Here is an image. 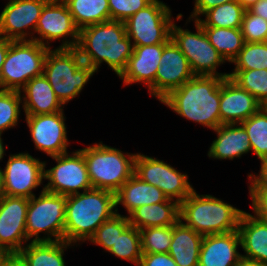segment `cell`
<instances>
[{
    "label": "cell",
    "mask_w": 267,
    "mask_h": 266,
    "mask_svg": "<svg viewBox=\"0 0 267 266\" xmlns=\"http://www.w3.org/2000/svg\"><path fill=\"white\" fill-rule=\"evenodd\" d=\"M76 49L85 64L96 72L105 62L119 77L133 54V43L122 21L108 20L79 30Z\"/></svg>",
    "instance_id": "cell-1"
},
{
    "label": "cell",
    "mask_w": 267,
    "mask_h": 266,
    "mask_svg": "<svg viewBox=\"0 0 267 266\" xmlns=\"http://www.w3.org/2000/svg\"><path fill=\"white\" fill-rule=\"evenodd\" d=\"M224 78L195 75L161 103L179 116L214 130L220 126V86Z\"/></svg>",
    "instance_id": "cell-2"
},
{
    "label": "cell",
    "mask_w": 267,
    "mask_h": 266,
    "mask_svg": "<svg viewBox=\"0 0 267 266\" xmlns=\"http://www.w3.org/2000/svg\"><path fill=\"white\" fill-rule=\"evenodd\" d=\"M116 214L115 193L92 188L67 196L64 241L85 242Z\"/></svg>",
    "instance_id": "cell-3"
},
{
    "label": "cell",
    "mask_w": 267,
    "mask_h": 266,
    "mask_svg": "<svg viewBox=\"0 0 267 266\" xmlns=\"http://www.w3.org/2000/svg\"><path fill=\"white\" fill-rule=\"evenodd\" d=\"M244 212L212 195H199L195 190L180 203V220L203 236L238 230Z\"/></svg>",
    "instance_id": "cell-4"
},
{
    "label": "cell",
    "mask_w": 267,
    "mask_h": 266,
    "mask_svg": "<svg viewBox=\"0 0 267 266\" xmlns=\"http://www.w3.org/2000/svg\"><path fill=\"white\" fill-rule=\"evenodd\" d=\"M95 72L83 62L76 48H50L43 66V75L64 106L80 94Z\"/></svg>",
    "instance_id": "cell-5"
},
{
    "label": "cell",
    "mask_w": 267,
    "mask_h": 266,
    "mask_svg": "<svg viewBox=\"0 0 267 266\" xmlns=\"http://www.w3.org/2000/svg\"><path fill=\"white\" fill-rule=\"evenodd\" d=\"M84 155L92 187L116 193L134 174L136 154L123 153L102 142L79 149Z\"/></svg>",
    "instance_id": "cell-6"
},
{
    "label": "cell",
    "mask_w": 267,
    "mask_h": 266,
    "mask_svg": "<svg viewBox=\"0 0 267 266\" xmlns=\"http://www.w3.org/2000/svg\"><path fill=\"white\" fill-rule=\"evenodd\" d=\"M49 49L33 40L12 41L0 73V90L20 91L32 78L42 75Z\"/></svg>",
    "instance_id": "cell-7"
},
{
    "label": "cell",
    "mask_w": 267,
    "mask_h": 266,
    "mask_svg": "<svg viewBox=\"0 0 267 266\" xmlns=\"http://www.w3.org/2000/svg\"><path fill=\"white\" fill-rule=\"evenodd\" d=\"M67 196L42 189L39 197L29 199L26 217V237L39 241H64ZM40 233H45L42 238ZM53 237V238H51Z\"/></svg>",
    "instance_id": "cell-8"
},
{
    "label": "cell",
    "mask_w": 267,
    "mask_h": 266,
    "mask_svg": "<svg viewBox=\"0 0 267 266\" xmlns=\"http://www.w3.org/2000/svg\"><path fill=\"white\" fill-rule=\"evenodd\" d=\"M197 32L182 29L172 23L171 39L189 61L194 75L218 76L228 78L229 73L217 72V67L225 63L223 56L210 43L201 24L194 20Z\"/></svg>",
    "instance_id": "cell-9"
},
{
    "label": "cell",
    "mask_w": 267,
    "mask_h": 266,
    "mask_svg": "<svg viewBox=\"0 0 267 266\" xmlns=\"http://www.w3.org/2000/svg\"><path fill=\"white\" fill-rule=\"evenodd\" d=\"M171 15L169 6L153 0L124 22L126 35L133 40V46L164 44L171 38Z\"/></svg>",
    "instance_id": "cell-10"
},
{
    "label": "cell",
    "mask_w": 267,
    "mask_h": 266,
    "mask_svg": "<svg viewBox=\"0 0 267 266\" xmlns=\"http://www.w3.org/2000/svg\"><path fill=\"white\" fill-rule=\"evenodd\" d=\"M134 174L141 180L157 186L164 195L179 204L194 190L188 175L179 172L163 160L136 153Z\"/></svg>",
    "instance_id": "cell-11"
},
{
    "label": "cell",
    "mask_w": 267,
    "mask_h": 266,
    "mask_svg": "<svg viewBox=\"0 0 267 266\" xmlns=\"http://www.w3.org/2000/svg\"><path fill=\"white\" fill-rule=\"evenodd\" d=\"M57 164L44 169V179L48 183L43 187L45 191L69 196L80 193L79 190L88 191L92 184L87 171L84 155L76 150L69 155V152L57 156H51Z\"/></svg>",
    "instance_id": "cell-12"
},
{
    "label": "cell",
    "mask_w": 267,
    "mask_h": 266,
    "mask_svg": "<svg viewBox=\"0 0 267 266\" xmlns=\"http://www.w3.org/2000/svg\"><path fill=\"white\" fill-rule=\"evenodd\" d=\"M35 33L39 36L33 37V41L49 48L53 40L63 38L62 44L57 48H76L79 41V29L75 26L72 15L63 0L46 2L38 19Z\"/></svg>",
    "instance_id": "cell-13"
},
{
    "label": "cell",
    "mask_w": 267,
    "mask_h": 266,
    "mask_svg": "<svg viewBox=\"0 0 267 266\" xmlns=\"http://www.w3.org/2000/svg\"><path fill=\"white\" fill-rule=\"evenodd\" d=\"M3 170V195L30 199L42 184L46 162L34 158L28 152L10 154Z\"/></svg>",
    "instance_id": "cell-14"
},
{
    "label": "cell",
    "mask_w": 267,
    "mask_h": 266,
    "mask_svg": "<svg viewBox=\"0 0 267 266\" xmlns=\"http://www.w3.org/2000/svg\"><path fill=\"white\" fill-rule=\"evenodd\" d=\"M28 204L29 199L25 197L6 195L0 197V250L9 255H16L28 242L26 237Z\"/></svg>",
    "instance_id": "cell-15"
},
{
    "label": "cell",
    "mask_w": 267,
    "mask_h": 266,
    "mask_svg": "<svg viewBox=\"0 0 267 266\" xmlns=\"http://www.w3.org/2000/svg\"><path fill=\"white\" fill-rule=\"evenodd\" d=\"M47 1L9 0L0 14V36L13 41L33 40L38 19Z\"/></svg>",
    "instance_id": "cell-16"
},
{
    "label": "cell",
    "mask_w": 267,
    "mask_h": 266,
    "mask_svg": "<svg viewBox=\"0 0 267 266\" xmlns=\"http://www.w3.org/2000/svg\"><path fill=\"white\" fill-rule=\"evenodd\" d=\"M64 111L42 115H26L35 148L47 155L57 156L67 153L69 145Z\"/></svg>",
    "instance_id": "cell-17"
},
{
    "label": "cell",
    "mask_w": 267,
    "mask_h": 266,
    "mask_svg": "<svg viewBox=\"0 0 267 266\" xmlns=\"http://www.w3.org/2000/svg\"><path fill=\"white\" fill-rule=\"evenodd\" d=\"M186 56L170 38L164 43L155 77V98L160 102L173 90L194 77Z\"/></svg>",
    "instance_id": "cell-18"
},
{
    "label": "cell",
    "mask_w": 267,
    "mask_h": 266,
    "mask_svg": "<svg viewBox=\"0 0 267 266\" xmlns=\"http://www.w3.org/2000/svg\"><path fill=\"white\" fill-rule=\"evenodd\" d=\"M164 44L134 46L127 66L119 76L124 85L143 83L149 95L155 97V77L160 66Z\"/></svg>",
    "instance_id": "cell-19"
},
{
    "label": "cell",
    "mask_w": 267,
    "mask_h": 266,
    "mask_svg": "<svg viewBox=\"0 0 267 266\" xmlns=\"http://www.w3.org/2000/svg\"><path fill=\"white\" fill-rule=\"evenodd\" d=\"M263 105L248 91L240 88L229 77L220 86V125L241 123Z\"/></svg>",
    "instance_id": "cell-20"
},
{
    "label": "cell",
    "mask_w": 267,
    "mask_h": 266,
    "mask_svg": "<svg viewBox=\"0 0 267 266\" xmlns=\"http://www.w3.org/2000/svg\"><path fill=\"white\" fill-rule=\"evenodd\" d=\"M238 230L222 234L204 235L199 253L198 266H237L242 254Z\"/></svg>",
    "instance_id": "cell-21"
},
{
    "label": "cell",
    "mask_w": 267,
    "mask_h": 266,
    "mask_svg": "<svg viewBox=\"0 0 267 266\" xmlns=\"http://www.w3.org/2000/svg\"><path fill=\"white\" fill-rule=\"evenodd\" d=\"M19 92L23 93L21 99L25 115H42L63 111V104L43 74L32 78Z\"/></svg>",
    "instance_id": "cell-22"
},
{
    "label": "cell",
    "mask_w": 267,
    "mask_h": 266,
    "mask_svg": "<svg viewBox=\"0 0 267 266\" xmlns=\"http://www.w3.org/2000/svg\"><path fill=\"white\" fill-rule=\"evenodd\" d=\"M213 131L216 132L217 138L209 148V158L233 160L252 151L249 136L240 123L221 124Z\"/></svg>",
    "instance_id": "cell-23"
},
{
    "label": "cell",
    "mask_w": 267,
    "mask_h": 266,
    "mask_svg": "<svg viewBox=\"0 0 267 266\" xmlns=\"http://www.w3.org/2000/svg\"><path fill=\"white\" fill-rule=\"evenodd\" d=\"M242 257L267 264V222L244 212L238 226Z\"/></svg>",
    "instance_id": "cell-24"
},
{
    "label": "cell",
    "mask_w": 267,
    "mask_h": 266,
    "mask_svg": "<svg viewBox=\"0 0 267 266\" xmlns=\"http://www.w3.org/2000/svg\"><path fill=\"white\" fill-rule=\"evenodd\" d=\"M168 198L157 187L133 174L115 193L116 214L118 205L126 208L128 215L137 207L165 202Z\"/></svg>",
    "instance_id": "cell-25"
},
{
    "label": "cell",
    "mask_w": 267,
    "mask_h": 266,
    "mask_svg": "<svg viewBox=\"0 0 267 266\" xmlns=\"http://www.w3.org/2000/svg\"><path fill=\"white\" fill-rule=\"evenodd\" d=\"M127 217L130 225L139 230L149 227L170 226L180 220V204L167 199L165 202L137 207Z\"/></svg>",
    "instance_id": "cell-26"
},
{
    "label": "cell",
    "mask_w": 267,
    "mask_h": 266,
    "mask_svg": "<svg viewBox=\"0 0 267 266\" xmlns=\"http://www.w3.org/2000/svg\"><path fill=\"white\" fill-rule=\"evenodd\" d=\"M203 235L187 227L182 220L173 225L169 254L178 266H198Z\"/></svg>",
    "instance_id": "cell-27"
},
{
    "label": "cell",
    "mask_w": 267,
    "mask_h": 266,
    "mask_svg": "<svg viewBox=\"0 0 267 266\" xmlns=\"http://www.w3.org/2000/svg\"><path fill=\"white\" fill-rule=\"evenodd\" d=\"M16 255L25 266H66L64 249L74 246L66 241H31Z\"/></svg>",
    "instance_id": "cell-28"
},
{
    "label": "cell",
    "mask_w": 267,
    "mask_h": 266,
    "mask_svg": "<svg viewBox=\"0 0 267 266\" xmlns=\"http://www.w3.org/2000/svg\"><path fill=\"white\" fill-rule=\"evenodd\" d=\"M72 15L75 26L83 27L110 20L108 0H63Z\"/></svg>",
    "instance_id": "cell-29"
},
{
    "label": "cell",
    "mask_w": 267,
    "mask_h": 266,
    "mask_svg": "<svg viewBox=\"0 0 267 266\" xmlns=\"http://www.w3.org/2000/svg\"><path fill=\"white\" fill-rule=\"evenodd\" d=\"M210 43L231 63L245 44L240 28L203 27Z\"/></svg>",
    "instance_id": "cell-30"
},
{
    "label": "cell",
    "mask_w": 267,
    "mask_h": 266,
    "mask_svg": "<svg viewBox=\"0 0 267 266\" xmlns=\"http://www.w3.org/2000/svg\"><path fill=\"white\" fill-rule=\"evenodd\" d=\"M246 9L238 0L211 8L203 15L204 20H197L202 27L240 28Z\"/></svg>",
    "instance_id": "cell-31"
},
{
    "label": "cell",
    "mask_w": 267,
    "mask_h": 266,
    "mask_svg": "<svg viewBox=\"0 0 267 266\" xmlns=\"http://www.w3.org/2000/svg\"><path fill=\"white\" fill-rule=\"evenodd\" d=\"M240 124L249 136L253 154L259 160L267 158V108L262 106L255 114Z\"/></svg>",
    "instance_id": "cell-32"
},
{
    "label": "cell",
    "mask_w": 267,
    "mask_h": 266,
    "mask_svg": "<svg viewBox=\"0 0 267 266\" xmlns=\"http://www.w3.org/2000/svg\"><path fill=\"white\" fill-rule=\"evenodd\" d=\"M229 78L253 95L263 106L267 104V69L234 70Z\"/></svg>",
    "instance_id": "cell-33"
},
{
    "label": "cell",
    "mask_w": 267,
    "mask_h": 266,
    "mask_svg": "<svg viewBox=\"0 0 267 266\" xmlns=\"http://www.w3.org/2000/svg\"><path fill=\"white\" fill-rule=\"evenodd\" d=\"M108 252L138 266L142 257L140 230L130 225Z\"/></svg>",
    "instance_id": "cell-34"
},
{
    "label": "cell",
    "mask_w": 267,
    "mask_h": 266,
    "mask_svg": "<svg viewBox=\"0 0 267 266\" xmlns=\"http://www.w3.org/2000/svg\"><path fill=\"white\" fill-rule=\"evenodd\" d=\"M231 63L235 64L233 70L267 69V41L245 42Z\"/></svg>",
    "instance_id": "cell-35"
},
{
    "label": "cell",
    "mask_w": 267,
    "mask_h": 266,
    "mask_svg": "<svg viewBox=\"0 0 267 266\" xmlns=\"http://www.w3.org/2000/svg\"><path fill=\"white\" fill-rule=\"evenodd\" d=\"M142 254L168 253L173 236V225L140 230Z\"/></svg>",
    "instance_id": "cell-36"
},
{
    "label": "cell",
    "mask_w": 267,
    "mask_h": 266,
    "mask_svg": "<svg viewBox=\"0 0 267 266\" xmlns=\"http://www.w3.org/2000/svg\"><path fill=\"white\" fill-rule=\"evenodd\" d=\"M130 226L127 216L115 214L111 219L105 221L89 239L90 242L101 246L107 252L115 244L120 236Z\"/></svg>",
    "instance_id": "cell-37"
},
{
    "label": "cell",
    "mask_w": 267,
    "mask_h": 266,
    "mask_svg": "<svg viewBox=\"0 0 267 266\" xmlns=\"http://www.w3.org/2000/svg\"><path fill=\"white\" fill-rule=\"evenodd\" d=\"M22 103L19 91L0 90V134L17 126Z\"/></svg>",
    "instance_id": "cell-38"
},
{
    "label": "cell",
    "mask_w": 267,
    "mask_h": 266,
    "mask_svg": "<svg viewBox=\"0 0 267 266\" xmlns=\"http://www.w3.org/2000/svg\"><path fill=\"white\" fill-rule=\"evenodd\" d=\"M240 29L245 42L267 41V20L249 10L244 13Z\"/></svg>",
    "instance_id": "cell-39"
},
{
    "label": "cell",
    "mask_w": 267,
    "mask_h": 266,
    "mask_svg": "<svg viewBox=\"0 0 267 266\" xmlns=\"http://www.w3.org/2000/svg\"><path fill=\"white\" fill-rule=\"evenodd\" d=\"M153 0H108L110 20L125 22L133 14L144 9Z\"/></svg>",
    "instance_id": "cell-40"
},
{
    "label": "cell",
    "mask_w": 267,
    "mask_h": 266,
    "mask_svg": "<svg viewBox=\"0 0 267 266\" xmlns=\"http://www.w3.org/2000/svg\"><path fill=\"white\" fill-rule=\"evenodd\" d=\"M254 216L267 222V187H249Z\"/></svg>",
    "instance_id": "cell-41"
},
{
    "label": "cell",
    "mask_w": 267,
    "mask_h": 266,
    "mask_svg": "<svg viewBox=\"0 0 267 266\" xmlns=\"http://www.w3.org/2000/svg\"><path fill=\"white\" fill-rule=\"evenodd\" d=\"M138 266H178L169 253L142 254Z\"/></svg>",
    "instance_id": "cell-42"
},
{
    "label": "cell",
    "mask_w": 267,
    "mask_h": 266,
    "mask_svg": "<svg viewBox=\"0 0 267 266\" xmlns=\"http://www.w3.org/2000/svg\"><path fill=\"white\" fill-rule=\"evenodd\" d=\"M231 1L236 0H195L194 10L189 17V22L191 19L199 20L200 16H203V14L209 9Z\"/></svg>",
    "instance_id": "cell-43"
},
{
    "label": "cell",
    "mask_w": 267,
    "mask_h": 266,
    "mask_svg": "<svg viewBox=\"0 0 267 266\" xmlns=\"http://www.w3.org/2000/svg\"><path fill=\"white\" fill-rule=\"evenodd\" d=\"M260 172L259 174L248 175L251 184L248 187H267V158L260 160Z\"/></svg>",
    "instance_id": "cell-44"
},
{
    "label": "cell",
    "mask_w": 267,
    "mask_h": 266,
    "mask_svg": "<svg viewBox=\"0 0 267 266\" xmlns=\"http://www.w3.org/2000/svg\"><path fill=\"white\" fill-rule=\"evenodd\" d=\"M251 13L267 20V0H259L248 9Z\"/></svg>",
    "instance_id": "cell-45"
},
{
    "label": "cell",
    "mask_w": 267,
    "mask_h": 266,
    "mask_svg": "<svg viewBox=\"0 0 267 266\" xmlns=\"http://www.w3.org/2000/svg\"><path fill=\"white\" fill-rule=\"evenodd\" d=\"M12 41L13 40L6 39L5 37L0 36V73L2 70L3 63L5 61L6 54Z\"/></svg>",
    "instance_id": "cell-46"
},
{
    "label": "cell",
    "mask_w": 267,
    "mask_h": 266,
    "mask_svg": "<svg viewBox=\"0 0 267 266\" xmlns=\"http://www.w3.org/2000/svg\"><path fill=\"white\" fill-rule=\"evenodd\" d=\"M1 266H25L17 255H9Z\"/></svg>",
    "instance_id": "cell-47"
},
{
    "label": "cell",
    "mask_w": 267,
    "mask_h": 266,
    "mask_svg": "<svg viewBox=\"0 0 267 266\" xmlns=\"http://www.w3.org/2000/svg\"><path fill=\"white\" fill-rule=\"evenodd\" d=\"M237 266H267V264L258 262L256 260L247 259L241 257L240 261L238 262Z\"/></svg>",
    "instance_id": "cell-48"
},
{
    "label": "cell",
    "mask_w": 267,
    "mask_h": 266,
    "mask_svg": "<svg viewBox=\"0 0 267 266\" xmlns=\"http://www.w3.org/2000/svg\"><path fill=\"white\" fill-rule=\"evenodd\" d=\"M238 1L246 10H248L250 7L256 4L259 0H238Z\"/></svg>",
    "instance_id": "cell-49"
},
{
    "label": "cell",
    "mask_w": 267,
    "mask_h": 266,
    "mask_svg": "<svg viewBox=\"0 0 267 266\" xmlns=\"http://www.w3.org/2000/svg\"><path fill=\"white\" fill-rule=\"evenodd\" d=\"M1 134H0V161L2 160V158L4 157L5 155V146H4V143H3V139L1 138Z\"/></svg>",
    "instance_id": "cell-50"
},
{
    "label": "cell",
    "mask_w": 267,
    "mask_h": 266,
    "mask_svg": "<svg viewBox=\"0 0 267 266\" xmlns=\"http://www.w3.org/2000/svg\"><path fill=\"white\" fill-rule=\"evenodd\" d=\"M3 195V169L0 168V197Z\"/></svg>",
    "instance_id": "cell-51"
},
{
    "label": "cell",
    "mask_w": 267,
    "mask_h": 266,
    "mask_svg": "<svg viewBox=\"0 0 267 266\" xmlns=\"http://www.w3.org/2000/svg\"><path fill=\"white\" fill-rule=\"evenodd\" d=\"M9 256L8 253L0 250V266L2 265V263L4 262V260Z\"/></svg>",
    "instance_id": "cell-52"
}]
</instances>
